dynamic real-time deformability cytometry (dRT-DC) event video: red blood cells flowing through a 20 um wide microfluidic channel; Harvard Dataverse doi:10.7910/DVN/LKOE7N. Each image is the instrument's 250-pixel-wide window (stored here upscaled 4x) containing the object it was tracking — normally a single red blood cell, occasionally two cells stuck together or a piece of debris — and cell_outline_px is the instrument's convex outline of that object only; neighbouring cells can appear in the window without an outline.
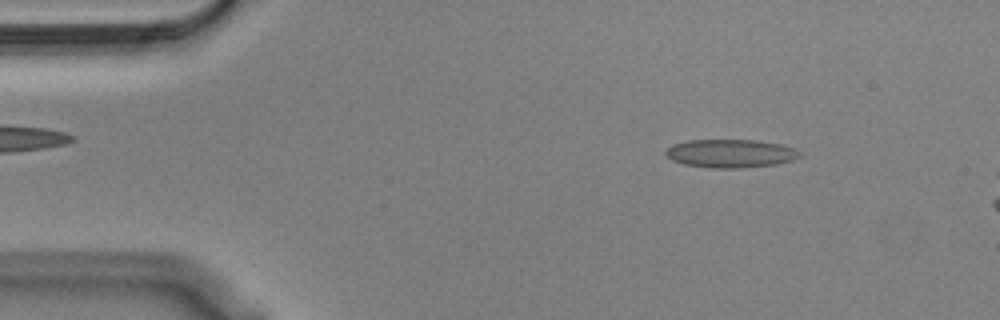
{"species": "Egyptian fruit bat (a non-hibernating species)", "species_latin": "Rousettus aegyptiacus", "temperature_condition": "cold", "stored_images_in_passage": 53, "camera_frame_rate_fps": 3000, "um_per_image_px": 0.085, "animal": {"sex": "male"}, "frame": {"image": 1, "passage_image": 6, "time_ms": 1.667, "image_size_px": [1000, 320], "cell_outline_px": [[800, 156], [792, 160], [776, 164], [744, 168], [708, 168], [684, 164], [672, 160], [664, 152], [672, 144], [688, 140], [756, 140], [780, 144], [792, 148], [800, 152]], "centroid_in_image_um": [62.07, 13.05], "position_along_channel_um": 22.9, "area_um2": 22.08}}
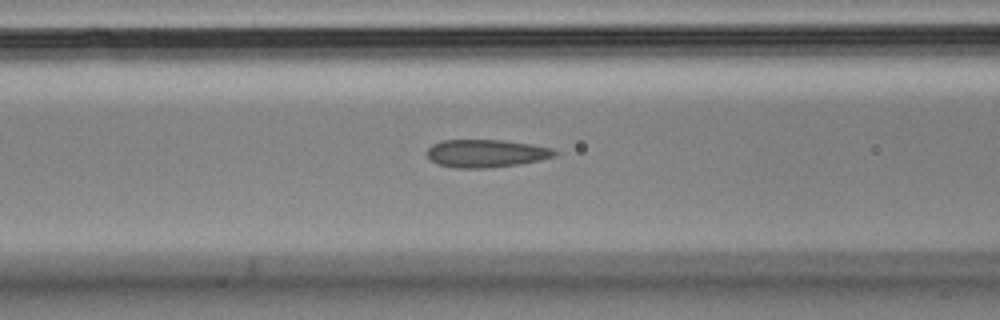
{"frame": {"image": 2, "passage_image": 20, "time_ms": 6.333, "image_size_px": [1000, 320], "cell_outline_px": [[560, 152], [556, 156], [540, 160], [516, 164], [488, 168], [456, 168], [436, 164], [424, 152], [432, 144], [440, 140], [504, 140], [532, 144], [552, 148]], "centroid_in_image_um": [41.31, 13.03], "position_along_channel_um": 125.3, "area_um2": 20.92}}
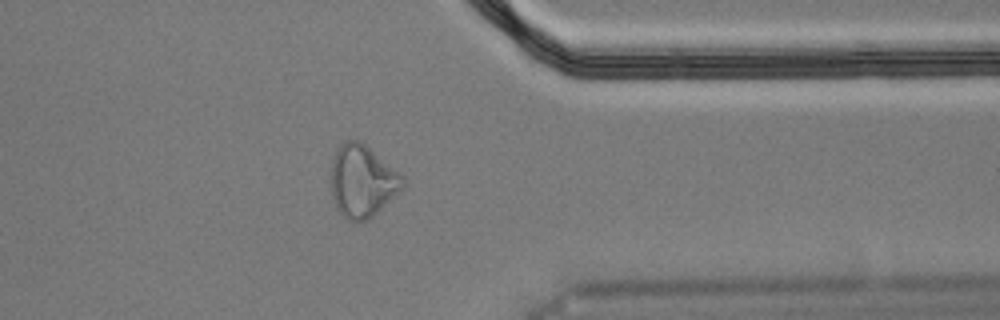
{"frame": {"image": 3, "passage_image": 42, "time_ms": 13.667, "image_size_px": [1000, 320], "cell_outline_px": [[404, 188], [372, 216], [364, 220], [348, 220], [336, 208], [332, 196], [332, 156], [340, 144], [344, 140], [360, 140], [400, 172], [404, 176]], "centroid_in_image_um": [30.81, 15.36], "position_along_channel_um": 380.6, "area_um2": 30.06}}